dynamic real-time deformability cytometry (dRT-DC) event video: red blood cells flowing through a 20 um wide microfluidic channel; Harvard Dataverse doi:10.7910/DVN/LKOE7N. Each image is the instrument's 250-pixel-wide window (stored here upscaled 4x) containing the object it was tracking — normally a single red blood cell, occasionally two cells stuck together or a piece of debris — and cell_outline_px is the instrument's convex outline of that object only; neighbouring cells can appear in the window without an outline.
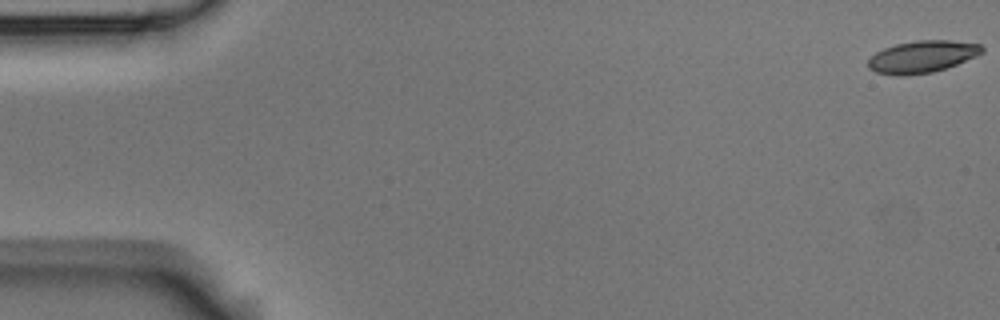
{"species": "Egyptian fruit bat (a non-hibernating species)", "species_latin": "Rousettus aegyptiacus", "temperature_condition": "room temperature", "stored_images_in_passage": 6, "camera_frame_rate_fps": 3000, "um_per_image_px": 0.085, "animal": {"sex": "male"}, "frame": {"image": 1, "passage_image": 1, "time_ms": 0.0, "image_size_px": [1000, 320], "cell_outline_px": [[984, 52], [976, 56], [956, 64], [932, 72], [908, 76], [896, 76], [876, 72], [868, 68], [868, 60], [876, 52], [884, 48], [896, 44], [916, 40], [948, 40], [980, 44], [984, 48]], "centroid_in_image_um": [78.37, 4.82], "position_along_channel_um": 6.6, "area_um2": 21.27}}
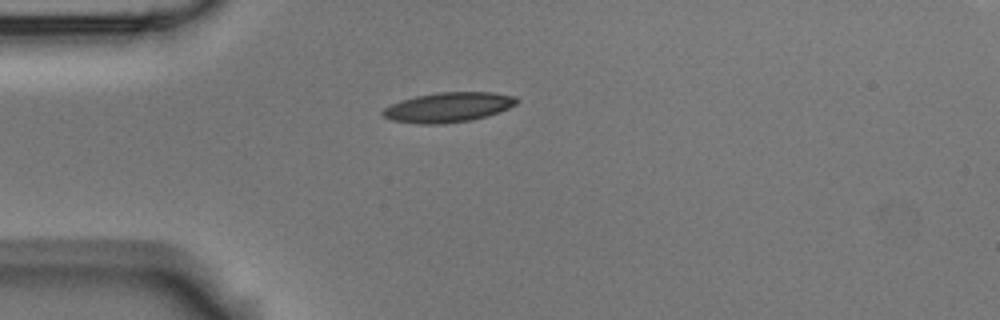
{"frame": {"image": 2, "passage_image": 4, "time_ms": 1.0, "image_size_px": [1000, 320], "cell_outline_px": [[520, 100], [516, 104], [508, 108], [488, 116], [472, 120], [444, 124], [420, 124], [392, 120], [384, 116], [380, 112], [384, 108], [392, 104], [416, 96], [440, 92], [492, 92], [516, 96]], "centroid_in_image_um": [38.14, 9.12], "position_along_channel_um": 46.9, "area_um2": 23.24}}
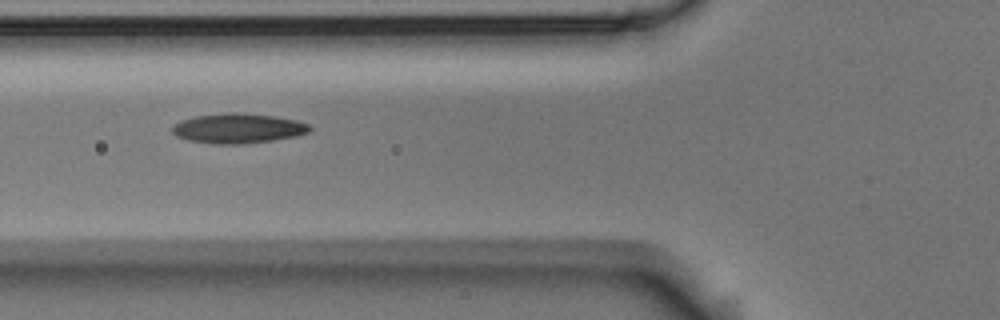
{"frame": {"image": 3, "passage_image": 6, "time_ms": 1.667, "image_size_px": [1000, 320], "cell_outline_px": [[312, 128], [308, 132], [300, 136], [244, 144], [216, 144], [188, 140], [176, 136], [172, 132], [172, 128], [180, 120], [196, 116], [228, 112], [236, 112], [276, 116], [296, 120], [308, 124]], "centroid_in_image_um": [20.26, 10.91], "position_along_channel_um": 105.5, "area_um2": 23.99}}